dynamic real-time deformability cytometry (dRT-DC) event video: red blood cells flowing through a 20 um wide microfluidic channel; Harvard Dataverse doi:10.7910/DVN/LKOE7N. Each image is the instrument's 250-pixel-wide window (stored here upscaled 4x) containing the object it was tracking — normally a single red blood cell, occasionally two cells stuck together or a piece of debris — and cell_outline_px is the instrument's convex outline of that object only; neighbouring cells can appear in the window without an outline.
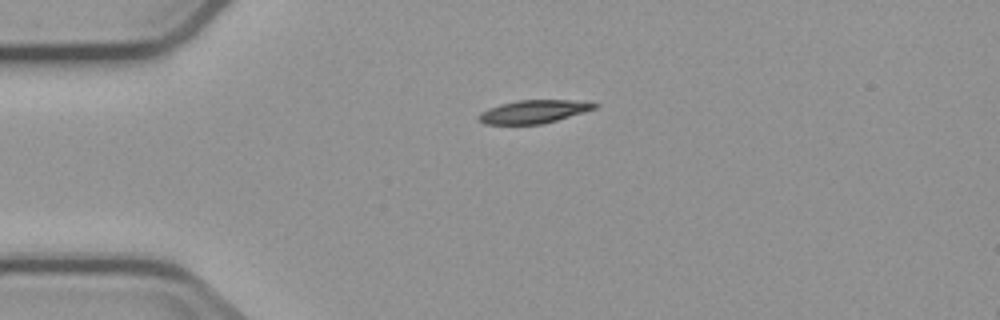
{"species": "common noctule bat (a hibernating species)", "species_latin": "Nyctalus noctula", "temperature_condition": "cold", "stored_images_in_passage": 2, "camera_frame_rate_fps": 3000, "um_per_image_px": 0.085, "animal": {"sex": "male", "body_mass_g": 23.1, "forearm_length_mm": 52.7}, "frame": {"image": 1, "passage_image": 1, "time_ms": 0.0, "image_size_px": [1000, 320], "cell_outline_px": [[600, 104], [596, 108], [584, 112], [556, 120], [540, 124], [484, 124], [476, 120], [476, 116], [480, 112], [488, 108], [500, 104], [516, 100], [572, 100]], "centroid_in_image_um": [45.29, 9.49], "position_along_channel_um": 39.7, "area_um2": 15.66}}